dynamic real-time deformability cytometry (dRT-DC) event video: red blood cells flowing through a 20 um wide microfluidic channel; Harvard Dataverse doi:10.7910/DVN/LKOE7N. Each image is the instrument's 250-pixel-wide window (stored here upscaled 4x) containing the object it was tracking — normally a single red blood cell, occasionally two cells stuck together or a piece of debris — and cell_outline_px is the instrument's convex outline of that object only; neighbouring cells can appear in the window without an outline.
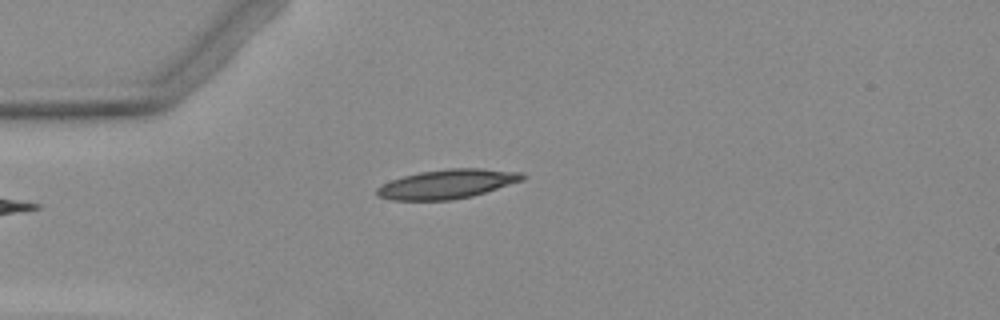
{"species": "Egyptian fruit bat (a non-hibernating species)", "species_latin": "Rousettus aegyptiacus", "temperature_condition": "warm", "stored_images_in_passage": 2, "camera_frame_rate_fps": 3000, "um_per_image_px": 0.085, "animal": {"sex": "female"}, "frame": {"image": 1, "passage_image": 2, "time_ms": 1.0, "image_size_px": [1000, 320], "cell_outline_px": [[528, 176], [524, 180], [472, 196], [452, 200], [392, 200], [376, 196], [376, 188], [392, 180], [404, 176], [420, 172], [448, 168], [480, 168], [524, 172]], "centroid_in_image_um": [38.06, 15.63], "position_along_channel_um": 46.9, "area_um2": 24.85}}